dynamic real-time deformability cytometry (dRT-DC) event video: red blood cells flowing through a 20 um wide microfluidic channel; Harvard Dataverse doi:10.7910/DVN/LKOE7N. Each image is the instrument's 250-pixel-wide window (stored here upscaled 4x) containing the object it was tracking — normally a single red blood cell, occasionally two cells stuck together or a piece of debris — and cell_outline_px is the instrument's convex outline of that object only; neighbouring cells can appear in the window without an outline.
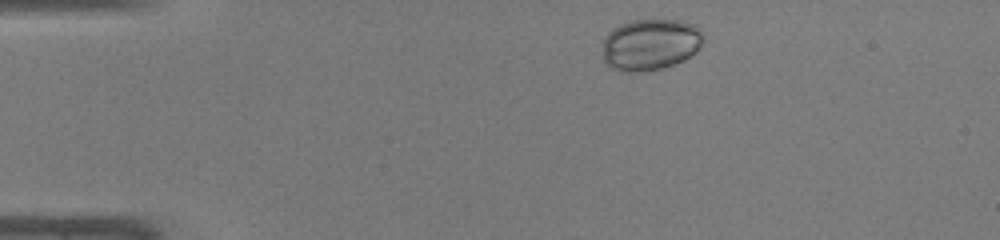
{"species": "common noctule bat (a hibernating species)", "species_latin": "Nyctalus noctula", "temperature_condition": "warm", "stored_images_in_passage": 41, "camera_frame_rate_fps": 3000, "um_per_image_px": 0.085, "animal": {"sex": "male", "body_mass_g": 19.0, "forearm_length_mm": 50.8}, "frame": {"image": 1, "passage_image": 2, "time_ms": 0.333, "image_size_px": [1000, 240], "cell_outline_px": [[704, 36], [700, 48], [696, 52], [684, 60], [660, 68], [636, 72], [620, 72], [612, 68], [604, 60], [604, 36], [612, 28], [620, 24], [632, 20], [680, 20], [696, 24], [700, 28]], "centroid_in_image_um": [55.3, 3.76], "position_along_channel_um": 29.7, "area_um2": 30.4}}
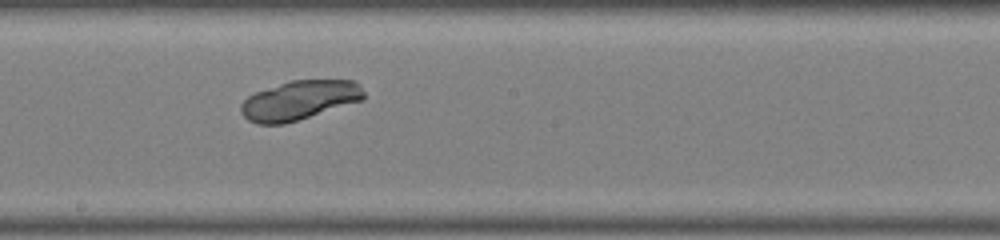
{"frame": {"image": 2, "passage_image": 20, "time_ms": 6.333, "image_size_px": [1000, 240], "cell_outline_px": [[364, 100], [284, 124], [260, 124], [248, 120], [240, 112], [240, 104], [248, 96], [256, 92], [292, 80], [352, 80], [364, 92]], "centroid_in_image_um": [25.43, 8.53], "position_along_channel_um": 222.8, "area_um2": 27.8}}
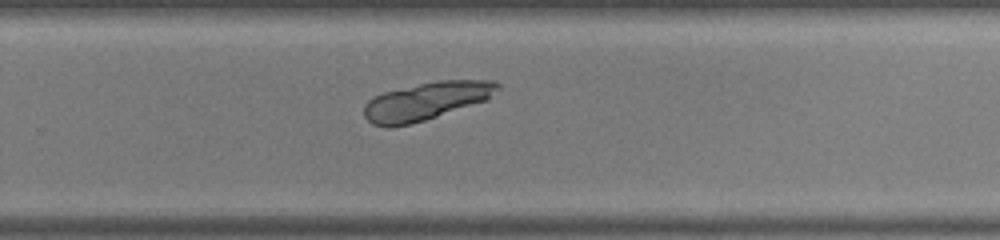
{"frame": {"image": 3, "passage_image": 25, "time_ms": 8.0, "image_size_px": [1000, 240], "cell_outline_px": [[500, 88], [488, 100], [424, 120], [392, 128], [384, 128], [372, 124], [364, 116], [364, 104], [372, 96], [384, 92], [436, 80], [496, 80], [500, 84]], "centroid_in_image_um": [36.23, 8.59], "position_along_channel_um": 293.6, "area_um2": 29.65}}